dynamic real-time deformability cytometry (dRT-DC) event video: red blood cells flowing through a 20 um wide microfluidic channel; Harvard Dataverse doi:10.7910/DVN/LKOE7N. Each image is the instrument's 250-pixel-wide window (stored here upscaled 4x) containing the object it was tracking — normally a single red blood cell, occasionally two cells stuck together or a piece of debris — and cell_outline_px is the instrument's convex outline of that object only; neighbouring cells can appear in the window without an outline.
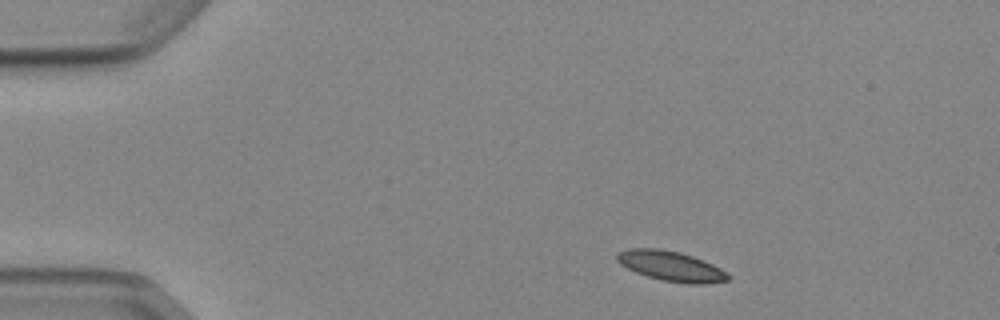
{"species": "Egyptian fruit bat (a non-hibernating species)", "species_latin": "Rousettus aegyptiacus", "temperature_condition": "cold", "stored_images_in_passage": 3, "camera_frame_rate_fps": 3000, "um_per_image_px": 0.085, "animal": {"sex": "female"}, "frame": {"image": 1, "passage_image": 1, "time_ms": 0.0, "image_size_px": [1000, 320], "cell_outline_px": [[732, 276], [728, 280], [704, 284], [688, 284], [660, 280], [636, 272], [620, 264], [616, 260], [616, 252], [628, 248], [660, 248], [680, 252], [704, 260], [720, 268]], "centroid_in_image_um": [57.02, 22.61], "position_along_channel_um": 28.0, "area_um2": 19.59}}